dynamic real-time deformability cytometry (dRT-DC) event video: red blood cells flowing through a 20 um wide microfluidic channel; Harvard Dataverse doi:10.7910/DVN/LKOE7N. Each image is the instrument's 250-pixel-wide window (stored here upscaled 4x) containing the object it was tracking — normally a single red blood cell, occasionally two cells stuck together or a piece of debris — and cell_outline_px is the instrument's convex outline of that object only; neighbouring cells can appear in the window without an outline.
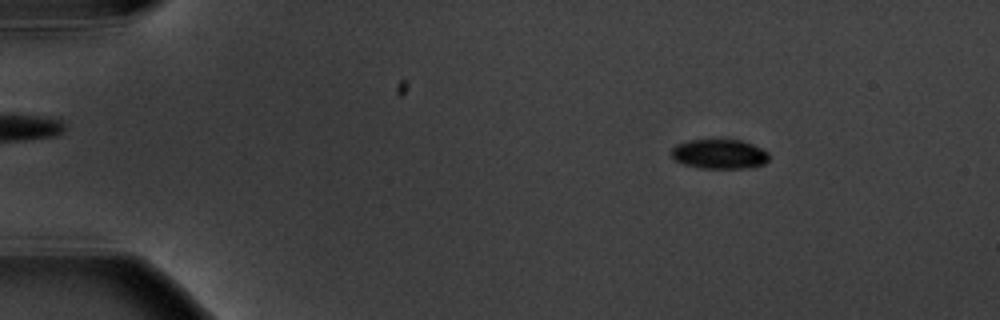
{"species": "common noctule bat (a hibernating species)", "species_latin": "Nyctalus noctula", "temperature_condition": "warm", "stored_images_in_passage": 9, "camera_frame_rate_fps": 3000, "um_per_image_px": 0.085, "animal": {"sex": "male", "body_mass_g": 20.1, "forearm_length_mm": 53.5}, "frame": {"image": 1, "passage_image": 1, "time_ms": 0.0, "image_size_px": [1000, 320], "cell_outline_px": [[768, 160], [764, 164], [748, 168], [700, 168], [684, 164], [676, 160], [672, 156], [672, 148], [676, 144], [688, 140], [740, 140], [752, 144], [768, 152]], "centroid_in_image_um": [61.15, 13.1], "position_along_channel_um": 23.9, "area_um2": 16.7}}
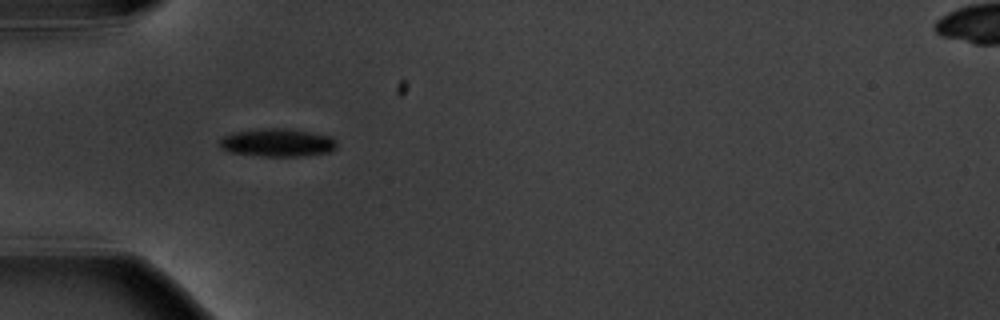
{"frame": {"image": 2, "passage_image": 4, "time_ms": 3.333, "image_size_px": [1000, 320], "cell_outline_px": [[336, 148], [332, 152], [304, 156], [260, 156], [232, 152], [220, 148], [220, 140], [224, 136], [232, 132], [260, 128], [288, 128], [332, 136], [336, 140]], "centroid_in_image_um": [23.62, 12.12], "position_along_channel_um": 61.4, "area_um2": 19.36}}
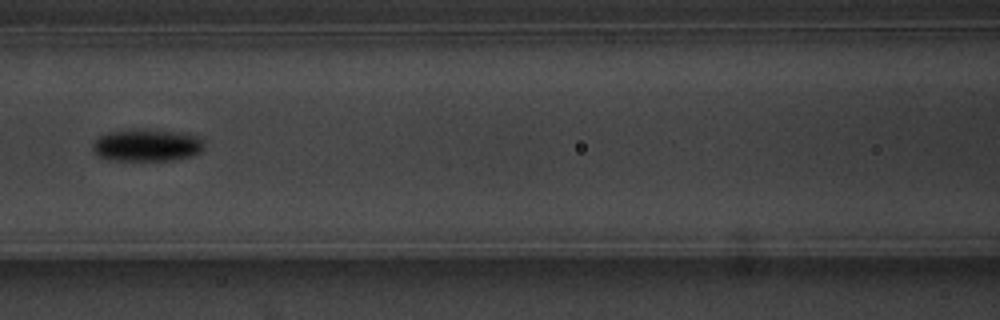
{"frame": {"image": 3, "passage_image": 6, "time_ms": 6.0, "image_size_px": [1000, 320], "cell_outline_px": [[204, 148], [200, 152], [192, 156], [172, 160], [108, 160], [96, 156], [92, 148], [92, 144], [96, 136], [108, 132], [136, 128], [140, 128], [184, 132], [196, 136], [204, 144]], "centroid_in_image_um": [12.43, 12.33], "position_along_channel_um": 154.2, "area_um2": 21.44}}